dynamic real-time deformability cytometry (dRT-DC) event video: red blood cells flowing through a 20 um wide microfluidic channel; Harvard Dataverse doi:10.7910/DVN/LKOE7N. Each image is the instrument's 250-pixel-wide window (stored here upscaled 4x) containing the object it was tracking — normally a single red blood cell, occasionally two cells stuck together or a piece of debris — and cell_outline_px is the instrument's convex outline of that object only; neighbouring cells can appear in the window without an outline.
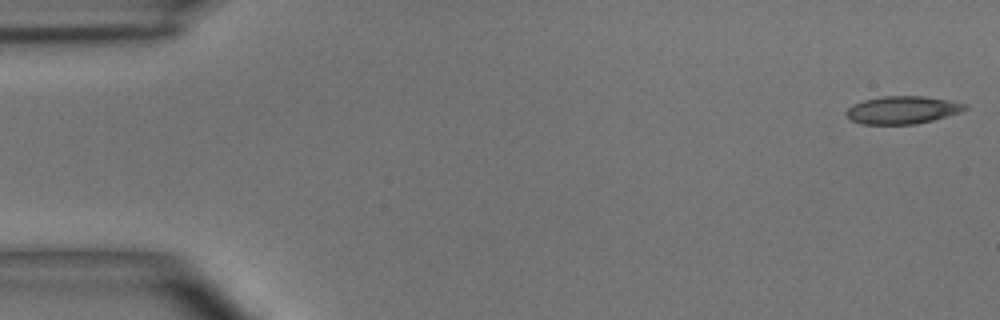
{"species": "common noctule bat (a hibernating species)", "species_latin": "Nyctalus noctula", "temperature_condition": "room temperature", "stored_images_in_passage": 5, "segment_of_instrument_passage": [2, 2], "camera_frame_rate_fps": 3000, "um_per_image_px": 0.085, "animal": {"sex": "male", "body_mass_g": 15.6}, "frame": {"image": 1, "passage_image": 5, "time_ms": 6.0, "image_size_px": [1000, 320], "cell_outline_px": [[968, 108], [960, 112], [932, 120], [916, 124], [860, 124], [852, 120], [844, 112], [852, 104], [864, 100], [884, 96], [924, 96], [948, 100], [968, 104]], "centroid_in_image_um": [76.7, 9.34], "position_along_channel_um": 8.3, "area_um2": 19.13}}